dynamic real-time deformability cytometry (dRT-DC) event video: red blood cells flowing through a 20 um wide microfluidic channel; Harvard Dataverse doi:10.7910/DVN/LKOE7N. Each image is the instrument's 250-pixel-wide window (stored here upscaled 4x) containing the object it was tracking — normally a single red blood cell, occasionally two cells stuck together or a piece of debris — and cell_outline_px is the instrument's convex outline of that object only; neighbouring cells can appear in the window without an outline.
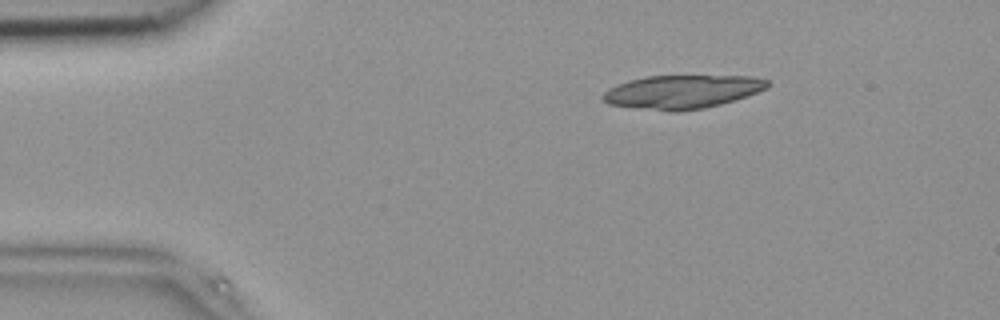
{"species": "common noctule bat (a hibernating species)", "species_latin": "Nyctalus noctula", "temperature_condition": "room temperature", "stored_images_in_passage": 2, "camera_frame_rate_fps": 3000, "um_per_image_px": 0.085, "animal": {"sex": "female", "body_mass_g": 18.4}, "frame": {"image": 1, "passage_image": 1, "time_ms": 0.0, "image_size_px": [1000, 320], "cell_outline_px": [[768, 88], [720, 104], [704, 108], [680, 112], [672, 112], [608, 104], [600, 96], [604, 92], [628, 80], [648, 76], [752, 76], [768, 80]], "centroid_in_image_um": [57.98, 7.8], "position_along_channel_um": 27.0, "area_um2": 31.79}}